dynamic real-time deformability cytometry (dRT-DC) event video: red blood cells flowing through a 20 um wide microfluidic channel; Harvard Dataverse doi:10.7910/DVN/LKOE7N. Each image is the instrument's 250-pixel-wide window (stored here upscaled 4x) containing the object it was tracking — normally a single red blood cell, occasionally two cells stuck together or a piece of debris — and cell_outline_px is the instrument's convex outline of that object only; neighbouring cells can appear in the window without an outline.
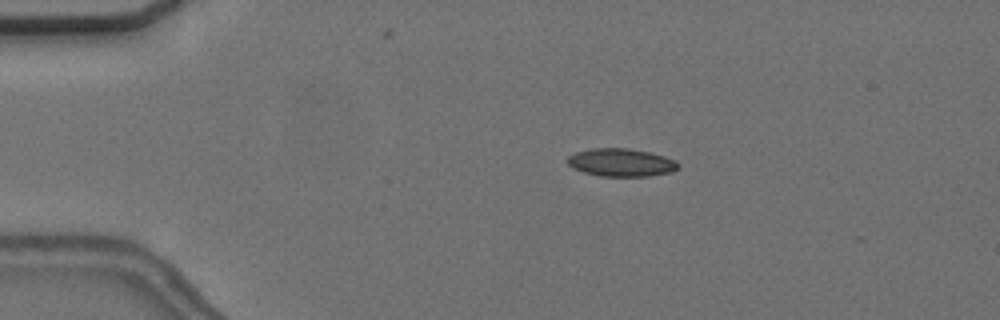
{"species": "common noctule bat (a hibernating species)", "species_latin": "Nyctalus noctula", "temperature_condition": "cold", "stored_images_in_passage": 40, "camera_frame_rate_fps": 3000, "um_per_image_px": 0.085, "animal": {"sex": "female", "body_mass_g": 24.6, "forearm_length_mm": 56.2}, "frame": {"image": 1, "passage_image": 1, "time_ms": 0.0, "image_size_px": [1000, 320], "cell_outline_px": [[680, 168], [672, 172], [648, 176], [600, 176], [584, 172], [572, 168], [564, 160], [568, 156], [576, 152], [592, 148], [628, 148], [648, 152], [664, 156], [680, 164]], "centroid_in_image_um": [52.77, 13.81], "position_along_channel_um": 32.2, "area_um2": 18.09}}
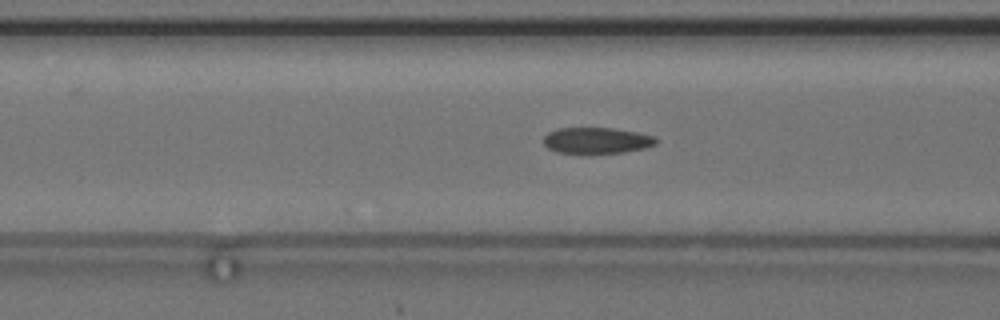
{"frame": {"image": 2, "passage_image": 12, "time_ms": 3.667, "image_size_px": [1000, 320], "cell_outline_px": [[656, 144], [648, 148], [624, 152], [588, 156], [580, 156], [556, 152], [548, 148], [544, 144], [544, 136], [548, 132], [556, 128], [612, 128], [636, 132], [656, 136]], "centroid_in_image_um": [50.69, 11.99], "position_along_channel_um": 115.9, "area_um2": 18.03}}
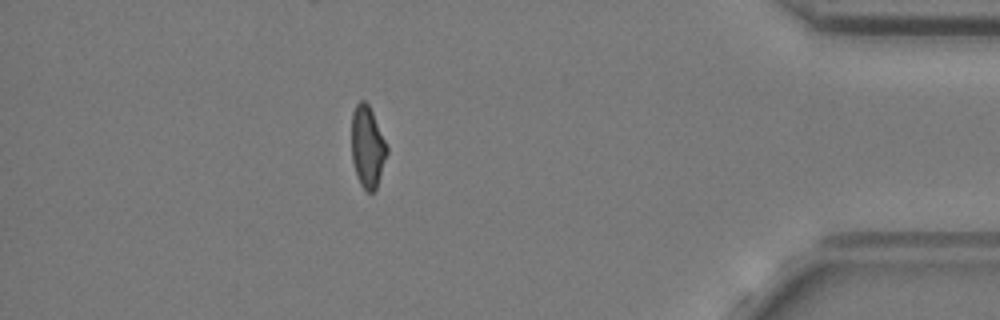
{"frame": {"image": 3, "passage_image": 39, "time_ms": 12.667, "image_size_px": [1000, 320], "cell_outline_px": [[388, 152], [376, 188], [372, 192], [368, 192], [360, 184], [356, 176], [352, 160], [352, 112], [356, 104], [360, 100], [364, 100], [368, 104], [388, 144]], "centroid_in_image_um": [31.24, 12.47], "position_along_channel_um": 404.0, "area_um2": 16.88}}